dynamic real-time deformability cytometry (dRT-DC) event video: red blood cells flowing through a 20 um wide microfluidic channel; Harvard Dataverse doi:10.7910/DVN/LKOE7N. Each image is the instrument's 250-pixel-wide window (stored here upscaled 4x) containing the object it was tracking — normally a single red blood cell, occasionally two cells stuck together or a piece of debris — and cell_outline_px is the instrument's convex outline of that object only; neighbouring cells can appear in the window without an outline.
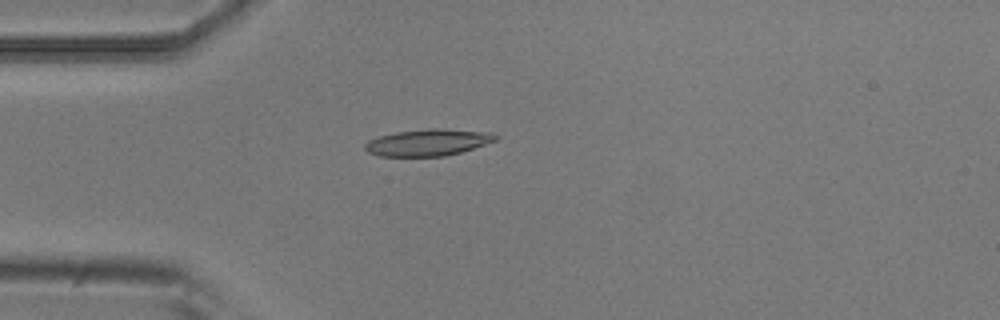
{"species": "common noctule bat (a hibernating species)", "species_latin": "Nyctalus noctula", "temperature_condition": "room temperature", "stored_images_in_passage": 2, "camera_frame_rate_fps": 3000, "um_per_image_px": 0.085, "animal": {"sex": "male", "body_mass_g": 20.5, "forearm_length_mm": 52.5}, "frame": {"image": 1, "passage_image": 1, "time_ms": 0.0, "image_size_px": [1000, 320], "cell_outline_px": [[500, 136], [496, 140], [460, 152], [444, 156], [380, 156], [368, 152], [364, 148], [364, 144], [368, 140], [376, 136], [396, 132], [432, 128], [440, 128], [492, 132]], "centroid_in_image_um": [36.36, 12.09], "position_along_channel_um": 48.6, "area_um2": 20.35}}